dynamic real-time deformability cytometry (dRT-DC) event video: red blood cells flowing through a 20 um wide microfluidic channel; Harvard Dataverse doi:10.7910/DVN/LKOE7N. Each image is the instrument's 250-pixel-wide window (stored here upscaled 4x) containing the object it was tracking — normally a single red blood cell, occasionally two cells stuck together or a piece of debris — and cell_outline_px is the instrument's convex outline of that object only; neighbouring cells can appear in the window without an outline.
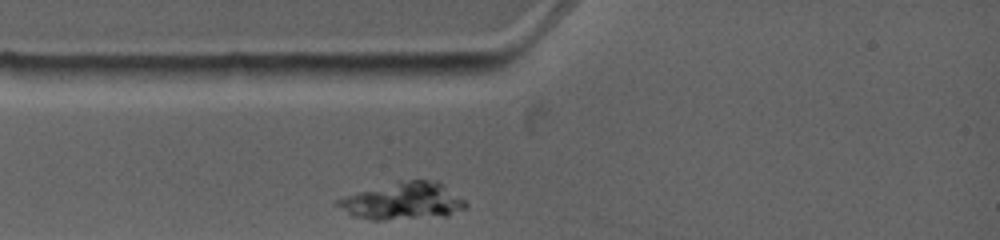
{"species": "common noctule bat (a hibernating species)", "species_latin": "Nyctalus noctula", "temperature_condition": "warm", "stored_images_in_passage": 1, "camera_frame_rate_fps": 4500, "um_per_image_px": 0.085, "animal": {"sex": "female", "body_mass_g": 19.0, "forearm_length_mm": 53.3}, "frame": {"image": 1, "passage_image": 1, "time_ms": 0.0, "image_size_px": [1000, 240], "cell_outline_px": [[468, 204], [464, 208], [448, 216], [384, 220], [372, 220], [352, 216], [332, 204], [332, 200], [344, 196], [396, 180], [428, 180], [440, 184], [464, 200]], "centroid_in_image_um": [34.14, 17.1], "position_along_channel_um": 50.9, "area_um2": 27.86}}